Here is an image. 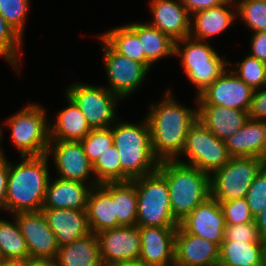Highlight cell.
I'll use <instances>...</instances> for the list:
<instances>
[{
  "instance_id": "6da1fadb",
  "label": "cell",
  "mask_w": 266,
  "mask_h": 266,
  "mask_svg": "<svg viewBox=\"0 0 266 266\" xmlns=\"http://www.w3.org/2000/svg\"><path fill=\"white\" fill-rule=\"evenodd\" d=\"M165 91L161 101L150 104L146 118L150 125L151 147L159 161L179 159L187 133L197 121V107L188 108Z\"/></svg>"
},
{
  "instance_id": "7a4b0ae2",
  "label": "cell",
  "mask_w": 266,
  "mask_h": 266,
  "mask_svg": "<svg viewBox=\"0 0 266 266\" xmlns=\"http://www.w3.org/2000/svg\"><path fill=\"white\" fill-rule=\"evenodd\" d=\"M50 158L24 156L17 164L9 161L7 178L6 213L40 211L43 208L47 185L50 179Z\"/></svg>"
},
{
  "instance_id": "3957f363",
  "label": "cell",
  "mask_w": 266,
  "mask_h": 266,
  "mask_svg": "<svg viewBox=\"0 0 266 266\" xmlns=\"http://www.w3.org/2000/svg\"><path fill=\"white\" fill-rule=\"evenodd\" d=\"M113 144L122 167V182L151 174L158 169L159 160L151 147V131L147 118L138 123L119 119L112 125Z\"/></svg>"
},
{
  "instance_id": "277c9868",
  "label": "cell",
  "mask_w": 266,
  "mask_h": 266,
  "mask_svg": "<svg viewBox=\"0 0 266 266\" xmlns=\"http://www.w3.org/2000/svg\"><path fill=\"white\" fill-rule=\"evenodd\" d=\"M157 170L166 178L172 213L179 222L211 196L210 175L194 166L165 160Z\"/></svg>"
},
{
  "instance_id": "5b68a950",
  "label": "cell",
  "mask_w": 266,
  "mask_h": 266,
  "mask_svg": "<svg viewBox=\"0 0 266 266\" xmlns=\"http://www.w3.org/2000/svg\"><path fill=\"white\" fill-rule=\"evenodd\" d=\"M174 56L181 59L180 62L188 81L190 80L195 86L196 97L229 66H233L230 61L220 56L209 42L199 41L190 36L175 41Z\"/></svg>"
},
{
  "instance_id": "8992f818",
  "label": "cell",
  "mask_w": 266,
  "mask_h": 266,
  "mask_svg": "<svg viewBox=\"0 0 266 266\" xmlns=\"http://www.w3.org/2000/svg\"><path fill=\"white\" fill-rule=\"evenodd\" d=\"M131 181L137 192V227L179 226L172 213L166 178L158 170Z\"/></svg>"
},
{
  "instance_id": "52a82bcc",
  "label": "cell",
  "mask_w": 266,
  "mask_h": 266,
  "mask_svg": "<svg viewBox=\"0 0 266 266\" xmlns=\"http://www.w3.org/2000/svg\"><path fill=\"white\" fill-rule=\"evenodd\" d=\"M46 112L43 106L30 103L4 121L20 157L47 154L50 137Z\"/></svg>"
},
{
  "instance_id": "ba28073f",
  "label": "cell",
  "mask_w": 266,
  "mask_h": 266,
  "mask_svg": "<svg viewBox=\"0 0 266 266\" xmlns=\"http://www.w3.org/2000/svg\"><path fill=\"white\" fill-rule=\"evenodd\" d=\"M266 160L260 157H231L210 175L211 196L219 202L245 198Z\"/></svg>"
},
{
  "instance_id": "9c48e42d",
  "label": "cell",
  "mask_w": 266,
  "mask_h": 266,
  "mask_svg": "<svg viewBox=\"0 0 266 266\" xmlns=\"http://www.w3.org/2000/svg\"><path fill=\"white\" fill-rule=\"evenodd\" d=\"M180 156L187 157L185 159L187 161L183 159L176 161L194 166L209 175L231 159L225 141L217 138L198 119L187 133Z\"/></svg>"
},
{
  "instance_id": "30bf717a",
  "label": "cell",
  "mask_w": 266,
  "mask_h": 266,
  "mask_svg": "<svg viewBox=\"0 0 266 266\" xmlns=\"http://www.w3.org/2000/svg\"><path fill=\"white\" fill-rule=\"evenodd\" d=\"M65 93L80 108L91 129L110 127L118 119L116 109L121 99L106 87L74 83Z\"/></svg>"
},
{
  "instance_id": "8fae6325",
  "label": "cell",
  "mask_w": 266,
  "mask_h": 266,
  "mask_svg": "<svg viewBox=\"0 0 266 266\" xmlns=\"http://www.w3.org/2000/svg\"><path fill=\"white\" fill-rule=\"evenodd\" d=\"M98 39L109 84L106 88L123 101L144 84L142 82H145L150 70L144 64L116 52L101 36Z\"/></svg>"
},
{
  "instance_id": "7c38bea8",
  "label": "cell",
  "mask_w": 266,
  "mask_h": 266,
  "mask_svg": "<svg viewBox=\"0 0 266 266\" xmlns=\"http://www.w3.org/2000/svg\"><path fill=\"white\" fill-rule=\"evenodd\" d=\"M50 154L58 178L83 182L92 187L98 185L92 164L89 162L80 141L50 140L47 155L50 156Z\"/></svg>"
},
{
  "instance_id": "4fadbf2b",
  "label": "cell",
  "mask_w": 266,
  "mask_h": 266,
  "mask_svg": "<svg viewBox=\"0 0 266 266\" xmlns=\"http://www.w3.org/2000/svg\"><path fill=\"white\" fill-rule=\"evenodd\" d=\"M254 90L231 68L226 69L211 85L195 97L197 104H212L248 111Z\"/></svg>"
},
{
  "instance_id": "5bb4252c",
  "label": "cell",
  "mask_w": 266,
  "mask_h": 266,
  "mask_svg": "<svg viewBox=\"0 0 266 266\" xmlns=\"http://www.w3.org/2000/svg\"><path fill=\"white\" fill-rule=\"evenodd\" d=\"M103 266L139 260L141 238L137 226H120L97 233Z\"/></svg>"
},
{
  "instance_id": "9a60e30c",
  "label": "cell",
  "mask_w": 266,
  "mask_h": 266,
  "mask_svg": "<svg viewBox=\"0 0 266 266\" xmlns=\"http://www.w3.org/2000/svg\"><path fill=\"white\" fill-rule=\"evenodd\" d=\"M12 218L16 219L26 241L29 258L55 259L59 245L42 210L18 212Z\"/></svg>"
},
{
  "instance_id": "2e32d148",
  "label": "cell",
  "mask_w": 266,
  "mask_h": 266,
  "mask_svg": "<svg viewBox=\"0 0 266 266\" xmlns=\"http://www.w3.org/2000/svg\"><path fill=\"white\" fill-rule=\"evenodd\" d=\"M187 233L205 238L219 247L224 240L226 221L219 201L210 196L179 224Z\"/></svg>"
},
{
  "instance_id": "e0dca14e",
  "label": "cell",
  "mask_w": 266,
  "mask_h": 266,
  "mask_svg": "<svg viewBox=\"0 0 266 266\" xmlns=\"http://www.w3.org/2000/svg\"><path fill=\"white\" fill-rule=\"evenodd\" d=\"M177 227H138L141 238L139 260L147 266H174Z\"/></svg>"
},
{
  "instance_id": "ac0fdd59",
  "label": "cell",
  "mask_w": 266,
  "mask_h": 266,
  "mask_svg": "<svg viewBox=\"0 0 266 266\" xmlns=\"http://www.w3.org/2000/svg\"><path fill=\"white\" fill-rule=\"evenodd\" d=\"M219 250L217 244L177 227L174 266H218Z\"/></svg>"
},
{
  "instance_id": "d6986e66",
  "label": "cell",
  "mask_w": 266,
  "mask_h": 266,
  "mask_svg": "<svg viewBox=\"0 0 266 266\" xmlns=\"http://www.w3.org/2000/svg\"><path fill=\"white\" fill-rule=\"evenodd\" d=\"M149 4L153 16L148 24L174 41L190 36L191 15L180 0H151Z\"/></svg>"
},
{
  "instance_id": "ffe728a7",
  "label": "cell",
  "mask_w": 266,
  "mask_h": 266,
  "mask_svg": "<svg viewBox=\"0 0 266 266\" xmlns=\"http://www.w3.org/2000/svg\"><path fill=\"white\" fill-rule=\"evenodd\" d=\"M236 18L235 0H227L220 6L198 11L191 15L190 37L209 42L212 37L220 35L234 24Z\"/></svg>"
},
{
  "instance_id": "44dd1931",
  "label": "cell",
  "mask_w": 266,
  "mask_h": 266,
  "mask_svg": "<svg viewBox=\"0 0 266 266\" xmlns=\"http://www.w3.org/2000/svg\"><path fill=\"white\" fill-rule=\"evenodd\" d=\"M48 226L55 234L59 247L73 243L91 233L86 210L41 209Z\"/></svg>"
},
{
  "instance_id": "7402d4cb",
  "label": "cell",
  "mask_w": 266,
  "mask_h": 266,
  "mask_svg": "<svg viewBox=\"0 0 266 266\" xmlns=\"http://www.w3.org/2000/svg\"><path fill=\"white\" fill-rule=\"evenodd\" d=\"M197 119L217 138L225 141L249 119L248 111L212 104H196Z\"/></svg>"
},
{
  "instance_id": "603a6c76",
  "label": "cell",
  "mask_w": 266,
  "mask_h": 266,
  "mask_svg": "<svg viewBox=\"0 0 266 266\" xmlns=\"http://www.w3.org/2000/svg\"><path fill=\"white\" fill-rule=\"evenodd\" d=\"M91 189L83 182L50 177L43 208L86 210Z\"/></svg>"
},
{
  "instance_id": "cb8c5ba5",
  "label": "cell",
  "mask_w": 266,
  "mask_h": 266,
  "mask_svg": "<svg viewBox=\"0 0 266 266\" xmlns=\"http://www.w3.org/2000/svg\"><path fill=\"white\" fill-rule=\"evenodd\" d=\"M231 157H260L266 160V121L248 119L225 140Z\"/></svg>"
},
{
  "instance_id": "d4e9b609",
  "label": "cell",
  "mask_w": 266,
  "mask_h": 266,
  "mask_svg": "<svg viewBox=\"0 0 266 266\" xmlns=\"http://www.w3.org/2000/svg\"><path fill=\"white\" fill-rule=\"evenodd\" d=\"M87 220L92 233L120 227L112 201V183L93 186L87 200Z\"/></svg>"
},
{
  "instance_id": "484cf974",
  "label": "cell",
  "mask_w": 266,
  "mask_h": 266,
  "mask_svg": "<svg viewBox=\"0 0 266 266\" xmlns=\"http://www.w3.org/2000/svg\"><path fill=\"white\" fill-rule=\"evenodd\" d=\"M67 106L60 110L54 121H49L50 140L81 141L92 130L75 102L64 94Z\"/></svg>"
},
{
  "instance_id": "4316f807",
  "label": "cell",
  "mask_w": 266,
  "mask_h": 266,
  "mask_svg": "<svg viewBox=\"0 0 266 266\" xmlns=\"http://www.w3.org/2000/svg\"><path fill=\"white\" fill-rule=\"evenodd\" d=\"M139 37L145 53V66L151 70L161 59L174 56L175 41L147 22L127 24Z\"/></svg>"
},
{
  "instance_id": "83f0119b",
  "label": "cell",
  "mask_w": 266,
  "mask_h": 266,
  "mask_svg": "<svg viewBox=\"0 0 266 266\" xmlns=\"http://www.w3.org/2000/svg\"><path fill=\"white\" fill-rule=\"evenodd\" d=\"M57 266H103L97 234L88 235L59 247L55 257Z\"/></svg>"
},
{
  "instance_id": "f1b7e54d",
  "label": "cell",
  "mask_w": 266,
  "mask_h": 266,
  "mask_svg": "<svg viewBox=\"0 0 266 266\" xmlns=\"http://www.w3.org/2000/svg\"><path fill=\"white\" fill-rule=\"evenodd\" d=\"M265 262L264 242L223 241L218 266H258Z\"/></svg>"
},
{
  "instance_id": "f546056e",
  "label": "cell",
  "mask_w": 266,
  "mask_h": 266,
  "mask_svg": "<svg viewBox=\"0 0 266 266\" xmlns=\"http://www.w3.org/2000/svg\"><path fill=\"white\" fill-rule=\"evenodd\" d=\"M112 201L119 226H136L137 192L132 181L112 183Z\"/></svg>"
},
{
  "instance_id": "4dcf8cb0",
  "label": "cell",
  "mask_w": 266,
  "mask_h": 266,
  "mask_svg": "<svg viewBox=\"0 0 266 266\" xmlns=\"http://www.w3.org/2000/svg\"><path fill=\"white\" fill-rule=\"evenodd\" d=\"M29 258L26 241L16 219L12 222L0 219L1 261H25Z\"/></svg>"
},
{
  "instance_id": "1f68e13d",
  "label": "cell",
  "mask_w": 266,
  "mask_h": 266,
  "mask_svg": "<svg viewBox=\"0 0 266 266\" xmlns=\"http://www.w3.org/2000/svg\"><path fill=\"white\" fill-rule=\"evenodd\" d=\"M116 52L145 65V53L138 35L126 24L100 35Z\"/></svg>"
},
{
  "instance_id": "d6a6232c",
  "label": "cell",
  "mask_w": 266,
  "mask_h": 266,
  "mask_svg": "<svg viewBox=\"0 0 266 266\" xmlns=\"http://www.w3.org/2000/svg\"><path fill=\"white\" fill-rule=\"evenodd\" d=\"M23 40L0 15V57L7 60L18 75Z\"/></svg>"
},
{
  "instance_id": "836d02e7",
  "label": "cell",
  "mask_w": 266,
  "mask_h": 266,
  "mask_svg": "<svg viewBox=\"0 0 266 266\" xmlns=\"http://www.w3.org/2000/svg\"><path fill=\"white\" fill-rule=\"evenodd\" d=\"M97 184L122 182V167L114 144L92 165Z\"/></svg>"
},
{
  "instance_id": "e575fe53",
  "label": "cell",
  "mask_w": 266,
  "mask_h": 266,
  "mask_svg": "<svg viewBox=\"0 0 266 266\" xmlns=\"http://www.w3.org/2000/svg\"><path fill=\"white\" fill-rule=\"evenodd\" d=\"M237 19L252 33L266 30V0H235Z\"/></svg>"
},
{
  "instance_id": "d590c367",
  "label": "cell",
  "mask_w": 266,
  "mask_h": 266,
  "mask_svg": "<svg viewBox=\"0 0 266 266\" xmlns=\"http://www.w3.org/2000/svg\"><path fill=\"white\" fill-rule=\"evenodd\" d=\"M30 0H0V15L23 39Z\"/></svg>"
},
{
  "instance_id": "8d00e7d4",
  "label": "cell",
  "mask_w": 266,
  "mask_h": 266,
  "mask_svg": "<svg viewBox=\"0 0 266 266\" xmlns=\"http://www.w3.org/2000/svg\"><path fill=\"white\" fill-rule=\"evenodd\" d=\"M236 65V66H235ZM232 71L253 90L263 88L266 64L250 55L241 62H236Z\"/></svg>"
},
{
  "instance_id": "74e56055",
  "label": "cell",
  "mask_w": 266,
  "mask_h": 266,
  "mask_svg": "<svg viewBox=\"0 0 266 266\" xmlns=\"http://www.w3.org/2000/svg\"><path fill=\"white\" fill-rule=\"evenodd\" d=\"M80 142L89 162L93 165L98 157L113 145L112 126L92 129Z\"/></svg>"
},
{
  "instance_id": "f35d334b",
  "label": "cell",
  "mask_w": 266,
  "mask_h": 266,
  "mask_svg": "<svg viewBox=\"0 0 266 266\" xmlns=\"http://www.w3.org/2000/svg\"><path fill=\"white\" fill-rule=\"evenodd\" d=\"M226 224L237 225L254 221L246 198L219 202Z\"/></svg>"
},
{
  "instance_id": "ab89813d",
  "label": "cell",
  "mask_w": 266,
  "mask_h": 266,
  "mask_svg": "<svg viewBox=\"0 0 266 266\" xmlns=\"http://www.w3.org/2000/svg\"><path fill=\"white\" fill-rule=\"evenodd\" d=\"M246 200L250 208L251 214L255 217L266 206V165L258 173L254 181L251 183Z\"/></svg>"
},
{
  "instance_id": "60d3db41",
  "label": "cell",
  "mask_w": 266,
  "mask_h": 266,
  "mask_svg": "<svg viewBox=\"0 0 266 266\" xmlns=\"http://www.w3.org/2000/svg\"><path fill=\"white\" fill-rule=\"evenodd\" d=\"M232 242H263L255 221L237 225L226 224L224 240Z\"/></svg>"
},
{
  "instance_id": "b9f144b4",
  "label": "cell",
  "mask_w": 266,
  "mask_h": 266,
  "mask_svg": "<svg viewBox=\"0 0 266 266\" xmlns=\"http://www.w3.org/2000/svg\"><path fill=\"white\" fill-rule=\"evenodd\" d=\"M248 117L253 120L266 121V88L254 90Z\"/></svg>"
},
{
  "instance_id": "7bdbcfd3",
  "label": "cell",
  "mask_w": 266,
  "mask_h": 266,
  "mask_svg": "<svg viewBox=\"0 0 266 266\" xmlns=\"http://www.w3.org/2000/svg\"><path fill=\"white\" fill-rule=\"evenodd\" d=\"M249 55L266 64V30L252 33Z\"/></svg>"
},
{
  "instance_id": "ee69618b",
  "label": "cell",
  "mask_w": 266,
  "mask_h": 266,
  "mask_svg": "<svg viewBox=\"0 0 266 266\" xmlns=\"http://www.w3.org/2000/svg\"><path fill=\"white\" fill-rule=\"evenodd\" d=\"M180 1L187 8L189 14L193 15L198 11L220 6L223 3H225L227 0H180Z\"/></svg>"
},
{
  "instance_id": "f6af8a7d",
  "label": "cell",
  "mask_w": 266,
  "mask_h": 266,
  "mask_svg": "<svg viewBox=\"0 0 266 266\" xmlns=\"http://www.w3.org/2000/svg\"><path fill=\"white\" fill-rule=\"evenodd\" d=\"M9 173V160L5 157L0 162V211H6L7 178Z\"/></svg>"
},
{
  "instance_id": "bcb514c9",
  "label": "cell",
  "mask_w": 266,
  "mask_h": 266,
  "mask_svg": "<svg viewBox=\"0 0 266 266\" xmlns=\"http://www.w3.org/2000/svg\"><path fill=\"white\" fill-rule=\"evenodd\" d=\"M254 221L262 238L266 237V206L254 217Z\"/></svg>"
},
{
  "instance_id": "7dc6e473",
  "label": "cell",
  "mask_w": 266,
  "mask_h": 266,
  "mask_svg": "<svg viewBox=\"0 0 266 266\" xmlns=\"http://www.w3.org/2000/svg\"><path fill=\"white\" fill-rule=\"evenodd\" d=\"M25 266H57L53 259L28 258Z\"/></svg>"
},
{
  "instance_id": "c3c4849f",
  "label": "cell",
  "mask_w": 266,
  "mask_h": 266,
  "mask_svg": "<svg viewBox=\"0 0 266 266\" xmlns=\"http://www.w3.org/2000/svg\"><path fill=\"white\" fill-rule=\"evenodd\" d=\"M109 266H147L140 260L117 263Z\"/></svg>"
},
{
  "instance_id": "681fc988",
  "label": "cell",
  "mask_w": 266,
  "mask_h": 266,
  "mask_svg": "<svg viewBox=\"0 0 266 266\" xmlns=\"http://www.w3.org/2000/svg\"><path fill=\"white\" fill-rule=\"evenodd\" d=\"M0 266H25V261H0Z\"/></svg>"
},
{
  "instance_id": "f907efd6",
  "label": "cell",
  "mask_w": 266,
  "mask_h": 266,
  "mask_svg": "<svg viewBox=\"0 0 266 266\" xmlns=\"http://www.w3.org/2000/svg\"><path fill=\"white\" fill-rule=\"evenodd\" d=\"M3 127H1V125H0V162L6 157V155H5V153H3V152H5V151H3V149H2V147H1V143H2V138H3V134H4V131H3Z\"/></svg>"
},
{
  "instance_id": "816d5d0a",
  "label": "cell",
  "mask_w": 266,
  "mask_h": 266,
  "mask_svg": "<svg viewBox=\"0 0 266 266\" xmlns=\"http://www.w3.org/2000/svg\"><path fill=\"white\" fill-rule=\"evenodd\" d=\"M263 242H264L265 261H266V237L263 238Z\"/></svg>"
},
{
  "instance_id": "f5cc1de1",
  "label": "cell",
  "mask_w": 266,
  "mask_h": 266,
  "mask_svg": "<svg viewBox=\"0 0 266 266\" xmlns=\"http://www.w3.org/2000/svg\"><path fill=\"white\" fill-rule=\"evenodd\" d=\"M263 87L266 88V69H265V81H264Z\"/></svg>"
},
{
  "instance_id": "db71d44e",
  "label": "cell",
  "mask_w": 266,
  "mask_h": 266,
  "mask_svg": "<svg viewBox=\"0 0 266 266\" xmlns=\"http://www.w3.org/2000/svg\"><path fill=\"white\" fill-rule=\"evenodd\" d=\"M258 266H266V261Z\"/></svg>"
}]
</instances>
